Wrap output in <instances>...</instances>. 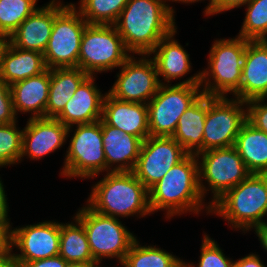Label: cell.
Wrapping results in <instances>:
<instances>
[{"label":"cell","mask_w":267,"mask_h":267,"mask_svg":"<svg viewBox=\"0 0 267 267\" xmlns=\"http://www.w3.org/2000/svg\"><path fill=\"white\" fill-rule=\"evenodd\" d=\"M250 1L251 0H215L212 9V15L219 14L221 12L228 11L233 8L242 7V5H246Z\"/></svg>","instance_id":"f35d334b"},{"label":"cell","mask_w":267,"mask_h":267,"mask_svg":"<svg viewBox=\"0 0 267 267\" xmlns=\"http://www.w3.org/2000/svg\"><path fill=\"white\" fill-rule=\"evenodd\" d=\"M259 241L263 248L267 251V222H264L263 224L257 226L254 228Z\"/></svg>","instance_id":"7bdbcfd3"},{"label":"cell","mask_w":267,"mask_h":267,"mask_svg":"<svg viewBox=\"0 0 267 267\" xmlns=\"http://www.w3.org/2000/svg\"><path fill=\"white\" fill-rule=\"evenodd\" d=\"M176 29L169 35L163 37L156 47L150 52L154 54L153 61L155 63L158 77L162 76L164 81L171 82L182 78L191 70L189 54L184 48L173 38Z\"/></svg>","instance_id":"cb8c5ba5"},{"label":"cell","mask_w":267,"mask_h":267,"mask_svg":"<svg viewBox=\"0 0 267 267\" xmlns=\"http://www.w3.org/2000/svg\"><path fill=\"white\" fill-rule=\"evenodd\" d=\"M233 267H266L256 254H249L237 261H234Z\"/></svg>","instance_id":"ab89813d"},{"label":"cell","mask_w":267,"mask_h":267,"mask_svg":"<svg viewBox=\"0 0 267 267\" xmlns=\"http://www.w3.org/2000/svg\"><path fill=\"white\" fill-rule=\"evenodd\" d=\"M140 56V60L130 56L119 67L121 71L117 74L118 79L108 92L115 99L147 104L156 95L160 85L165 84L159 80L153 59H146L150 55Z\"/></svg>","instance_id":"4fadbf2b"},{"label":"cell","mask_w":267,"mask_h":267,"mask_svg":"<svg viewBox=\"0 0 267 267\" xmlns=\"http://www.w3.org/2000/svg\"><path fill=\"white\" fill-rule=\"evenodd\" d=\"M11 44V36L5 33H0V68L2 66L5 54Z\"/></svg>","instance_id":"60d3db41"},{"label":"cell","mask_w":267,"mask_h":267,"mask_svg":"<svg viewBox=\"0 0 267 267\" xmlns=\"http://www.w3.org/2000/svg\"><path fill=\"white\" fill-rule=\"evenodd\" d=\"M89 75L79 67L50 69V89L46 118H56L65 108L79 85Z\"/></svg>","instance_id":"d4e9b609"},{"label":"cell","mask_w":267,"mask_h":267,"mask_svg":"<svg viewBox=\"0 0 267 267\" xmlns=\"http://www.w3.org/2000/svg\"><path fill=\"white\" fill-rule=\"evenodd\" d=\"M187 154L172 137L149 136L142 143L132 172L150 190Z\"/></svg>","instance_id":"5bb4252c"},{"label":"cell","mask_w":267,"mask_h":267,"mask_svg":"<svg viewBox=\"0 0 267 267\" xmlns=\"http://www.w3.org/2000/svg\"><path fill=\"white\" fill-rule=\"evenodd\" d=\"M238 37L267 40V0H251Z\"/></svg>","instance_id":"1f68e13d"},{"label":"cell","mask_w":267,"mask_h":267,"mask_svg":"<svg viewBox=\"0 0 267 267\" xmlns=\"http://www.w3.org/2000/svg\"><path fill=\"white\" fill-rule=\"evenodd\" d=\"M67 264V261H65L60 255H57L42 260L26 262L21 267H66Z\"/></svg>","instance_id":"74e56055"},{"label":"cell","mask_w":267,"mask_h":267,"mask_svg":"<svg viewBox=\"0 0 267 267\" xmlns=\"http://www.w3.org/2000/svg\"><path fill=\"white\" fill-rule=\"evenodd\" d=\"M17 121L13 108L10 85L3 82L0 76V125Z\"/></svg>","instance_id":"d590c367"},{"label":"cell","mask_w":267,"mask_h":267,"mask_svg":"<svg viewBox=\"0 0 267 267\" xmlns=\"http://www.w3.org/2000/svg\"><path fill=\"white\" fill-rule=\"evenodd\" d=\"M196 157L198 158L202 197H205L209 189L212 190L213 199L208 206H205L210 213L211 205L216 200L245 180L251 173L247 170L235 146L207 150L196 154ZM201 178L206 179L209 189L203 185Z\"/></svg>","instance_id":"9c48e42d"},{"label":"cell","mask_w":267,"mask_h":267,"mask_svg":"<svg viewBox=\"0 0 267 267\" xmlns=\"http://www.w3.org/2000/svg\"><path fill=\"white\" fill-rule=\"evenodd\" d=\"M99 264L100 263H95V264H92L91 266H89V267H99ZM101 267V266H100Z\"/></svg>","instance_id":"7dc6e473"},{"label":"cell","mask_w":267,"mask_h":267,"mask_svg":"<svg viewBox=\"0 0 267 267\" xmlns=\"http://www.w3.org/2000/svg\"><path fill=\"white\" fill-rule=\"evenodd\" d=\"M207 114V95L202 94L180 117L172 138L188 154L203 152V133Z\"/></svg>","instance_id":"603a6c76"},{"label":"cell","mask_w":267,"mask_h":267,"mask_svg":"<svg viewBox=\"0 0 267 267\" xmlns=\"http://www.w3.org/2000/svg\"><path fill=\"white\" fill-rule=\"evenodd\" d=\"M101 129L106 171H133L143 140L108 125L103 119H101ZM114 163H117V165L113 168Z\"/></svg>","instance_id":"44dd1931"},{"label":"cell","mask_w":267,"mask_h":267,"mask_svg":"<svg viewBox=\"0 0 267 267\" xmlns=\"http://www.w3.org/2000/svg\"><path fill=\"white\" fill-rule=\"evenodd\" d=\"M124 267H184V262L156 246H141L137 239L132 243L122 263Z\"/></svg>","instance_id":"f1b7e54d"},{"label":"cell","mask_w":267,"mask_h":267,"mask_svg":"<svg viewBox=\"0 0 267 267\" xmlns=\"http://www.w3.org/2000/svg\"><path fill=\"white\" fill-rule=\"evenodd\" d=\"M203 199L195 154H187L149 190L151 212L166 210V217L169 219L187 211L199 214L204 209L201 206H205Z\"/></svg>","instance_id":"7a4b0ae2"},{"label":"cell","mask_w":267,"mask_h":267,"mask_svg":"<svg viewBox=\"0 0 267 267\" xmlns=\"http://www.w3.org/2000/svg\"><path fill=\"white\" fill-rule=\"evenodd\" d=\"M266 98L246 101L247 121L258 130L267 133V103ZM248 106V107H247Z\"/></svg>","instance_id":"e575fe53"},{"label":"cell","mask_w":267,"mask_h":267,"mask_svg":"<svg viewBox=\"0 0 267 267\" xmlns=\"http://www.w3.org/2000/svg\"><path fill=\"white\" fill-rule=\"evenodd\" d=\"M23 130L16 127V121L0 125V167L19 163L22 154Z\"/></svg>","instance_id":"d6a6232c"},{"label":"cell","mask_w":267,"mask_h":267,"mask_svg":"<svg viewBox=\"0 0 267 267\" xmlns=\"http://www.w3.org/2000/svg\"><path fill=\"white\" fill-rule=\"evenodd\" d=\"M92 188L88 206L114 218L138 214L143 217L152 213L149 205V190L135 177L132 171H110Z\"/></svg>","instance_id":"3957f363"},{"label":"cell","mask_w":267,"mask_h":267,"mask_svg":"<svg viewBox=\"0 0 267 267\" xmlns=\"http://www.w3.org/2000/svg\"><path fill=\"white\" fill-rule=\"evenodd\" d=\"M76 8L70 3L55 16L43 53L48 69L78 67L81 37L88 24Z\"/></svg>","instance_id":"8fae6325"},{"label":"cell","mask_w":267,"mask_h":267,"mask_svg":"<svg viewBox=\"0 0 267 267\" xmlns=\"http://www.w3.org/2000/svg\"><path fill=\"white\" fill-rule=\"evenodd\" d=\"M213 212L244 232L263 224L267 215V174L251 173L211 205Z\"/></svg>","instance_id":"277c9868"},{"label":"cell","mask_w":267,"mask_h":267,"mask_svg":"<svg viewBox=\"0 0 267 267\" xmlns=\"http://www.w3.org/2000/svg\"><path fill=\"white\" fill-rule=\"evenodd\" d=\"M60 223L39 222L11 230V249L16 247L20 254L11 253V263L21 267L26 262L42 260L59 255Z\"/></svg>","instance_id":"9a60e30c"},{"label":"cell","mask_w":267,"mask_h":267,"mask_svg":"<svg viewBox=\"0 0 267 267\" xmlns=\"http://www.w3.org/2000/svg\"><path fill=\"white\" fill-rule=\"evenodd\" d=\"M200 254V261L197 267H233L234 262L226 258L215 240H212L207 235H204ZM184 267L195 266L184 262Z\"/></svg>","instance_id":"836d02e7"},{"label":"cell","mask_w":267,"mask_h":267,"mask_svg":"<svg viewBox=\"0 0 267 267\" xmlns=\"http://www.w3.org/2000/svg\"><path fill=\"white\" fill-rule=\"evenodd\" d=\"M234 146L250 173L267 174V133L246 121Z\"/></svg>","instance_id":"4316f807"},{"label":"cell","mask_w":267,"mask_h":267,"mask_svg":"<svg viewBox=\"0 0 267 267\" xmlns=\"http://www.w3.org/2000/svg\"><path fill=\"white\" fill-rule=\"evenodd\" d=\"M94 76H88L56 117L67 127L75 124H90L102 119L103 95L95 85ZM74 124V125H73Z\"/></svg>","instance_id":"ac0fdd59"},{"label":"cell","mask_w":267,"mask_h":267,"mask_svg":"<svg viewBox=\"0 0 267 267\" xmlns=\"http://www.w3.org/2000/svg\"><path fill=\"white\" fill-rule=\"evenodd\" d=\"M10 228L9 218H0V251H12Z\"/></svg>","instance_id":"8d00e7d4"},{"label":"cell","mask_w":267,"mask_h":267,"mask_svg":"<svg viewBox=\"0 0 267 267\" xmlns=\"http://www.w3.org/2000/svg\"><path fill=\"white\" fill-rule=\"evenodd\" d=\"M167 0H129L113 24L129 53L150 55L161 39L176 28Z\"/></svg>","instance_id":"6da1fadb"},{"label":"cell","mask_w":267,"mask_h":267,"mask_svg":"<svg viewBox=\"0 0 267 267\" xmlns=\"http://www.w3.org/2000/svg\"><path fill=\"white\" fill-rule=\"evenodd\" d=\"M50 89V69L10 85L14 112H32L30 118H46Z\"/></svg>","instance_id":"7402d4cb"},{"label":"cell","mask_w":267,"mask_h":267,"mask_svg":"<svg viewBox=\"0 0 267 267\" xmlns=\"http://www.w3.org/2000/svg\"><path fill=\"white\" fill-rule=\"evenodd\" d=\"M102 119L108 125L143 141L150 136L147 104L121 101L105 93Z\"/></svg>","instance_id":"ffe728a7"},{"label":"cell","mask_w":267,"mask_h":267,"mask_svg":"<svg viewBox=\"0 0 267 267\" xmlns=\"http://www.w3.org/2000/svg\"><path fill=\"white\" fill-rule=\"evenodd\" d=\"M129 0H80L77 10L87 24L113 25Z\"/></svg>","instance_id":"f546056e"},{"label":"cell","mask_w":267,"mask_h":267,"mask_svg":"<svg viewBox=\"0 0 267 267\" xmlns=\"http://www.w3.org/2000/svg\"><path fill=\"white\" fill-rule=\"evenodd\" d=\"M114 25L88 24L81 37L78 67L90 76L120 67L131 55Z\"/></svg>","instance_id":"52a82bcc"},{"label":"cell","mask_w":267,"mask_h":267,"mask_svg":"<svg viewBox=\"0 0 267 267\" xmlns=\"http://www.w3.org/2000/svg\"><path fill=\"white\" fill-rule=\"evenodd\" d=\"M38 0H0V33H12L38 7Z\"/></svg>","instance_id":"4dcf8cb0"},{"label":"cell","mask_w":267,"mask_h":267,"mask_svg":"<svg viewBox=\"0 0 267 267\" xmlns=\"http://www.w3.org/2000/svg\"><path fill=\"white\" fill-rule=\"evenodd\" d=\"M169 1H171V0H169ZM175 1L176 2L177 1L183 2V3H194V2L201 1V0H172V2H175ZM209 1H210L209 4L207 5L206 9L204 10V13L206 16L212 15V9H213L214 2H215V0H209Z\"/></svg>","instance_id":"f6af8a7d"},{"label":"cell","mask_w":267,"mask_h":267,"mask_svg":"<svg viewBox=\"0 0 267 267\" xmlns=\"http://www.w3.org/2000/svg\"><path fill=\"white\" fill-rule=\"evenodd\" d=\"M200 84L198 72L172 86L160 85L156 95L147 103L150 136L172 137L180 117L203 94Z\"/></svg>","instance_id":"8992f818"},{"label":"cell","mask_w":267,"mask_h":267,"mask_svg":"<svg viewBox=\"0 0 267 267\" xmlns=\"http://www.w3.org/2000/svg\"><path fill=\"white\" fill-rule=\"evenodd\" d=\"M52 0L36 9L11 35V44L21 50L44 53L47 48L55 16L66 6Z\"/></svg>","instance_id":"e0dca14e"},{"label":"cell","mask_w":267,"mask_h":267,"mask_svg":"<svg viewBox=\"0 0 267 267\" xmlns=\"http://www.w3.org/2000/svg\"><path fill=\"white\" fill-rule=\"evenodd\" d=\"M267 98V40H247L240 82V100Z\"/></svg>","instance_id":"d6986e66"},{"label":"cell","mask_w":267,"mask_h":267,"mask_svg":"<svg viewBox=\"0 0 267 267\" xmlns=\"http://www.w3.org/2000/svg\"><path fill=\"white\" fill-rule=\"evenodd\" d=\"M75 217L83 224L93 259L101 263L103 258L118 259L123 263L126 254L136 239L120 219L102 215L88 205L82 207Z\"/></svg>","instance_id":"ba28073f"},{"label":"cell","mask_w":267,"mask_h":267,"mask_svg":"<svg viewBox=\"0 0 267 267\" xmlns=\"http://www.w3.org/2000/svg\"><path fill=\"white\" fill-rule=\"evenodd\" d=\"M66 267H89V265H84L80 263H68Z\"/></svg>","instance_id":"bcb514c9"},{"label":"cell","mask_w":267,"mask_h":267,"mask_svg":"<svg viewBox=\"0 0 267 267\" xmlns=\"http://www.w3.org/2000/svg\"><path fill=\"white\" fill-rule=\"evenodd\" d=\"M44 55L38 51L21 50L10 44L2 66L0 76L8 85L37 76L46 71Z\"/></svg>","instance_id":"484cf974"},{"label":"cell","mask_w":267,"mask_h":267,"mask_svg":"<svg viewBox=\"0 0 267 267\" xmlns=\"http://www.w3.org/2000/svg\"><path fill=\"white\" fill-rule=\"evenodd\" d=\"M2 180L0 178V218L8 217V204H7V195H5V190L3 187Z\"/></svg>","instance_id":"b9f144b4"},{"label":"cell","mask_w":267,"mask_h":267,"mask_svg":"<svg viewBox=\"0 0 267 267\" xmlns=\"http://www.w3.org/2000/svg\"><path fill=\"white\" fill-rule=\"evenodd\" d=\"M74 218L75 224H60L59 255L68 263L91 266L97 262L93 259L83 224Z\"/></svg>","instance_id":"83f0119b"},{"label":"cell","mask_w":267,"mask_h":267,"mask_svg":"<svg viewBox=\"0 0 267 267\" xmlns=\"http://www.w3.org/2000/svg\"><path fill=\"white\" fill-rule=\"evenodd\" d=\"M72 126L67 127L56 118H29L22 134V154L37 160L60 149Z\"/></svg>","instance_id":"2e32d148"},{"label":"cell","mask_w":267,"mask_h":267,"mask_svg":"<svg viewBox=\"0 0 267 267\" xmlns=\"http://www.w3.org/2000/svg\"><path fill=\"white\" fill-rule=\"evenodd\" d=\"M11 252L12 251H0V267H11Z\"/></svg>","instance_id":"ee69618b"},{"label":"cell","mask_w":267,"mask_h":267,"mask_svg":"<svg viewBox=\"0 0 267 267\" xmlns=\"http://www.w3.org/2000/svg\"><path fill=\"white\" fill-rule=\"evenodd\" d=\"M236 37L218 39L213 43L208 57L209 66L200 72L203 94L226 97L227 93L232 92L235 98L240 99V82L247 39ZM209 77H212V82Z\"/></svg>","instance_id":"5b68a950"},{"label":"cell","mask_w":267,"mask_h":267,"mask_svg":"<svg viewBox=\"0 0 267 267\" xmlns=\"http://www.w3.org/2000/svg\"><path fill=\"white\" fill-rule=\"evenodd\" d=\"M76 131L65 155L61 175L93 178L106 171L101 119L90 124H76Z\"/></svg>","instance_id":"30bf717a"},{"label":"cell","mask_w":267,"mask_h":267,"mask_svg":"<svg viewBox=\"0 0 267 267\" xmlns=\"http://www.w3.org/2000/svg\"><path fill=\"white\" fill-rule=\"evenodd\" d=\"M245 101L238 98L207 95V114L203 133V152L235 145L242 125L247 121ZM243 106V107H242Z\"/></svg>","instance_id":"7c38bea8"}]
</instances>
